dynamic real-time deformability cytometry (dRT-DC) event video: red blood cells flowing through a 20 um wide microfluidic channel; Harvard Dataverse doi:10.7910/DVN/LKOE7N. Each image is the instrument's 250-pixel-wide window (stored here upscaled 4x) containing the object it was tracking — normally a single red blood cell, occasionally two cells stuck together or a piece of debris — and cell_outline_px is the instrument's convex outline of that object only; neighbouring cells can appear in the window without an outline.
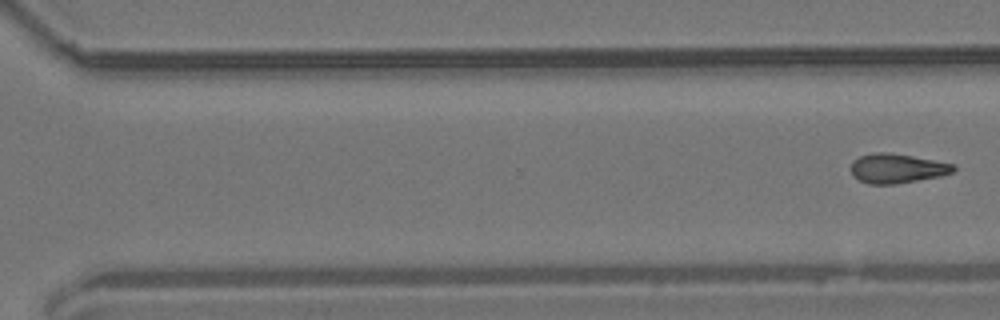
{"species": "common noctule bat (a hibernating species)", "species_latin": "Nyctalus noctula", "temperature_condition": "room temperature", "stored_images_in_passage": 11, "segment_of_instrument_passage": [2, 2], "camera_frame_rate_fps": 3000, "um_per_image_px": 0.085, "animal": {"sex": "male", "body_mass_g": 19.2, "forearm_length_mm": 51.8}, "frame": {"image": 1, "passage_image": 11, "time_ms": 3.333, "image_size_px": [1000, 320], "cell_outline_px": [[956, 168], [952, 172], [940, 176], [896, 184], [868, 184], [852, 176], [852, 160], [860, 156], [872, 152], [892, 152], [956, 164]], "centroid_in_image_um": [76.25, 14.3], "position_along_channel_um": 294.4, "area_um2": 17.74}}